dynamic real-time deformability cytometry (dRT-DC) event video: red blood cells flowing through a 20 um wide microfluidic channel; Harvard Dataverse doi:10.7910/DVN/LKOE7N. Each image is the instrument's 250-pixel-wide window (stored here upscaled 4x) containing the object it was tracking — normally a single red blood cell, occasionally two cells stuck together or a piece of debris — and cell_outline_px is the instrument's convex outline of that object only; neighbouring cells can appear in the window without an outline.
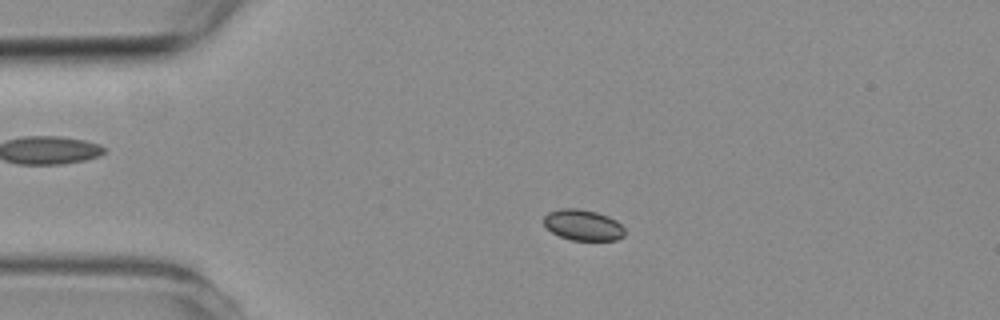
{"species": "common noctule bat (a hibernating species)", "species_latin": "Nyctalus noctula", "temperature_condition": "room temperature", "stored_images_in_passage": 4, "camera_frame_rate_fps": 3000, "um_per_image_px": 0.085, "animal": {"sex": "female", "body_mass_g": 19.3, "forearm_length_mm": 54.1}, "frame": {"image": 1, "passage_image": 3, "time_ms": 2.333, "image_size_px": [1000, 320], "cell_outline_px": [[624, 236], [616, 240], [572, 240], [560, 236], [552, 232], [544, 224], [544, 216], [548, 212], [560, 208], [580, 208], [596, 212], [608, 216], [616, 220], [624, 228]], "centroid_in_image_um": [49.55, 19.12], "position_along_channel_um": 35.4, "area_um2": 14.57}}